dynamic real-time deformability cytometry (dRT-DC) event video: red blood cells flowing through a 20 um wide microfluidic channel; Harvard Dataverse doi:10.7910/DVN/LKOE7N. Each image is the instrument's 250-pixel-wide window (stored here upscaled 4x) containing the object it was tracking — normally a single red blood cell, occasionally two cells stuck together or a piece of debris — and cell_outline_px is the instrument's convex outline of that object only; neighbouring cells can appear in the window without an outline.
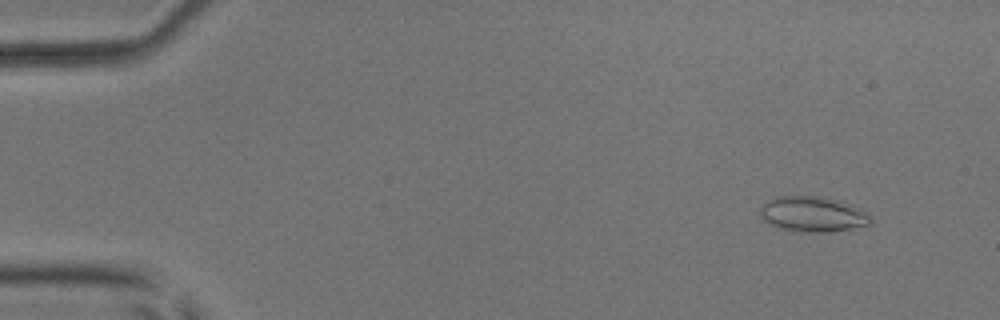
{"species": "common noctule bat (a hibernating species)", "species_latin": "Nyctalus noctula", "temperature_condition": "room temperature", "stored_images_in_passage": 53, "camera_frame_rate_fps": 3000, "um_per_image_px": 0.085, "animal": {"sex": "male", "body_mass_g": 17.9, "forearm_length_mm": 54.2}, "frame": {"image": 1, "passage_image": 5, "time_ms": 1.333, "image_size_px": [1000, 320], "cell_outline_px": [[872, 224], [852, 228], [828, 232], [792, 232], [780, 228], [764, 220], [760, 216], [760, 208], [772, 196], [824, 196], [840, 200], [860, 208], [872, 220]], "centroid_in_image_um": [69.07, 18.2], "position_along_channel_um": 15.9, "area_um2": 22.95}}
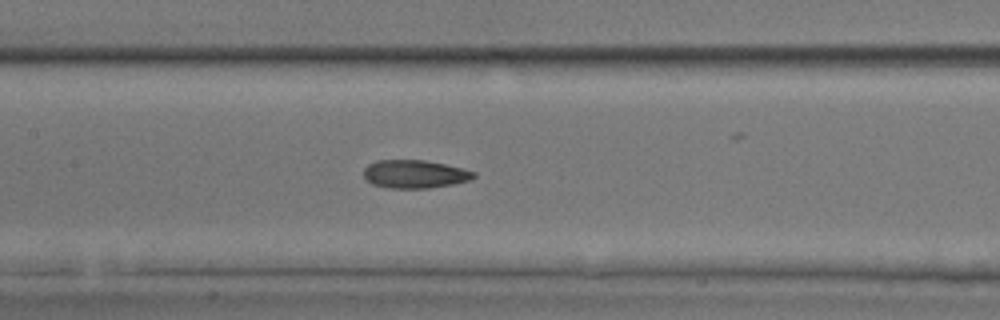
{"frame": {"image": 2, "passage_image": 26, "time_ms": 8.333, "image_size_px": [1000, 320], "cell_outline_px": [[476, 176], [472, 180], [452, 184], [428, 188], [388, 188], [372, 184], [364, 180], [364, 168], [368, 164], [376, 160], [424, 160], [444, 164], [476, 172]], "centroid_in_image_um": [35.22, 14.8], "position_along_channel_um": 172.2, "area_um2": 18.15}}
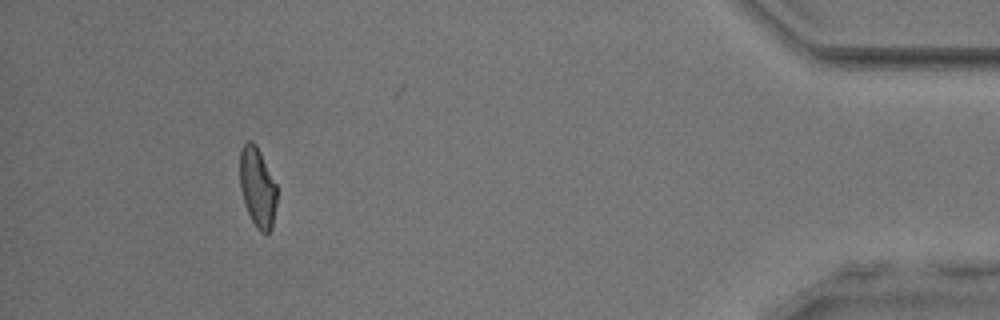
{"frame": {"image": 3, "passage_image": 49, "time_ms": 16.0, "image_size_px": [1000, 320], "cell_outline_px": [[276, 204], [272, 228], [268, 232], [260, 232], [256, 228], [244, 204], [240, 188], [240, 148], [248, 140], [252, 140], [256, 144], [276, 184]], "centroid_in_image_um": [21.87, 15.91], "position_along_channel_um": 413.3, "area_um2": 17.17}, "authors_computed_cell_mechanics": {"area_um2": 18.1492, "velocity_mm_per_s": 3.9393, "shape_relaxation_time_tau1_ms": null, "shape_relaxation_time_tau2_ms": 2.2909, "deformation_change_tau1": null, "deformation_change_tau2": 0.1025}}